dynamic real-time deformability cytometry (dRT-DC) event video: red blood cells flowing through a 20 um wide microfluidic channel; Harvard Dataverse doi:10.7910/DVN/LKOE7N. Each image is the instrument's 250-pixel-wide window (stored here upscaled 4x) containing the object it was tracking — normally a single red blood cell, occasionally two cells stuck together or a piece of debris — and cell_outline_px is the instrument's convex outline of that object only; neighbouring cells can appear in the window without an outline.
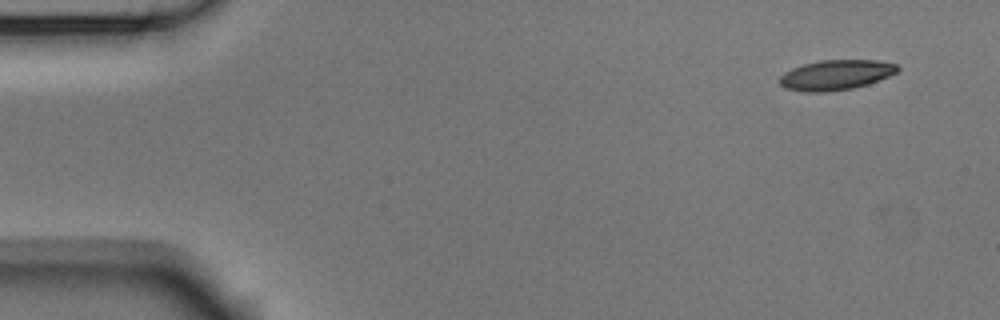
{"species": "Egyptian fruit bat (a non-hibernating species)", "species_latin": "Rousettus aegyptiacus", "temperature_condition": "room temperature", "stored_images_in_passage": 3, "camera_frame_rate_fps": 3000, "um_per_image_px": 0.085, "animal": {"sex": "male"}, "frame": {"image": 1, "passage_image": 1, "time_ms": 0.0, "image_size_px": [1000, 320], "cell_outline_px": [[900, 68], [896, 72], [888, 76], [868, 84], [852, 88], [828, 92], [804, 92], [784, 88], [780, 84], [780, 76], [784, 72], [792, 68], [804, 64], [820, 60], [880, 60], [896, 64]], "centroid_in_image_um": [71.03, 6.37], "position_along_channel_um": 14.0, "area_um2": 20.69}}